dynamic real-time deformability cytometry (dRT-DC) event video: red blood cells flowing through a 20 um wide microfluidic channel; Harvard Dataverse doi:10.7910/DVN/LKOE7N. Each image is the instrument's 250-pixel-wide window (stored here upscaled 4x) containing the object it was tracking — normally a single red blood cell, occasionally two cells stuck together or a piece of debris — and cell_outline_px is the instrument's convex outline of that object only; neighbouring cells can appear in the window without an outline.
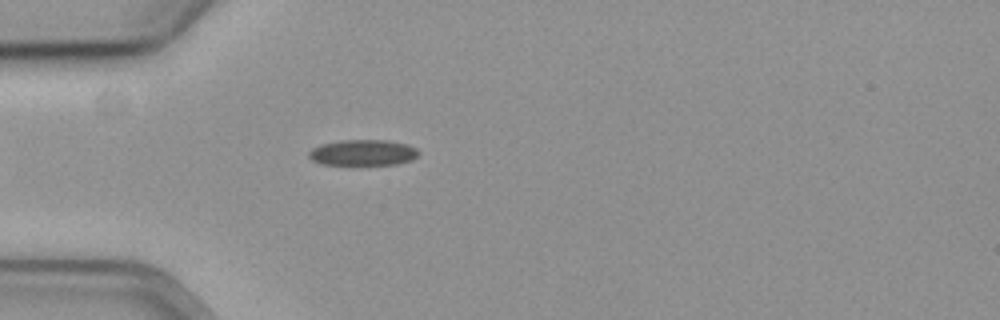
{"species": "common noctule bat (a hibernating species)", "species_latin": "Nyctalus noctula", "temperature_condition": "cold", "stored_images_in_passage": 49, "camera_frame_rate_fps": 3000, "um_per_image_px": 0.085, "animal": {"sex": "female", "body_mass_g": 19.3, "forearm_length_mm": 54.1}, "frame": {"image": 1, "passage_image": 8, "time_ms": 2.333, "image_size_px": [1000, 320], "cell_outline_px": [[420, 152], [412, 160], [396, 164], [320, 164], [312, 160], [308, 156], [308, 152], [312, 148], [320, 144], [340, 140], [388, 140], [408, 144], [416, 148]], "centroid_in_image_um": [30.84, 12.96], "position_along_channel_um": 54.2, "area_um2": 16.59}}
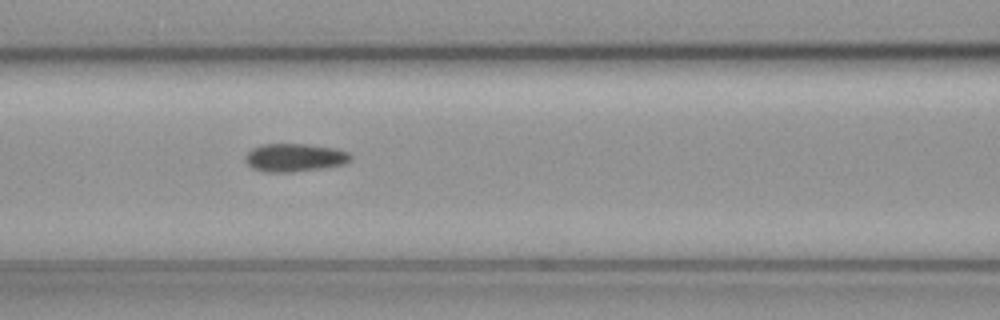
{"frame": {"image": 2, "passage_image": 16, "time_ms": 5.0, "image_size_px": [1000, 320], "cell_outline_px": [[352, 160], [344, 164], [320, 168], [292, 172], [264, 172], [252, 168], [244, 160], [244, 156], [252, 148], [260, 144], [308, 144], [336, 148], [348, 152], [352, 156]], "centroid_in_image_um": [25.03, 13.39], "position_along_channel_um": 141.6, "area_um2": 17.4}}
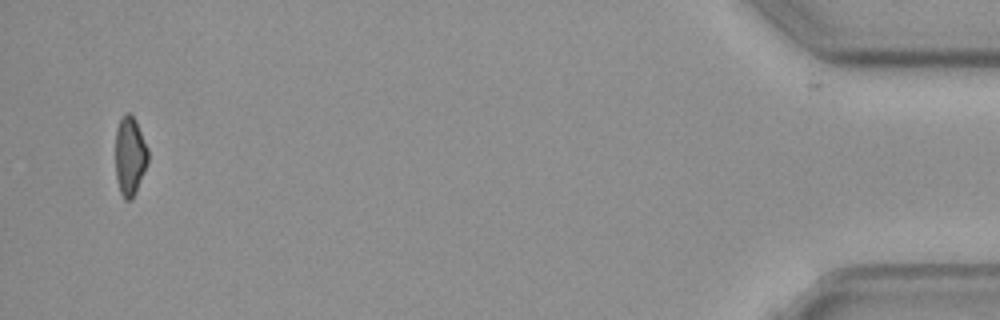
{"frame": {"image": 3, "passage_image": 47, "time_ms": 15.333, "image_size_px": [1000, 320], "cell_outline_px": [[148, 164], [132, 200], [124, 200], [120, 192], [116, 176], [116, 128], [124, 112], [128, 112], [136, 120], [148, 148]], "centroid_in_image_um": [11.05, 13.26], "position_along_channel_um": 424.1, "area_um2": 15.09}, "authors_computed_cell_mechanics": {"area_um2": 16.5308, "velocity_mm_per_s": 3.5953, "shape_relaxation_time_tau1_ms": 3.7946, "shape_relaxation_time_tau2_ms": 6.1529, "deformation_change_tau1": 0.0867, "deformation_change_tau2": 0.1056}}